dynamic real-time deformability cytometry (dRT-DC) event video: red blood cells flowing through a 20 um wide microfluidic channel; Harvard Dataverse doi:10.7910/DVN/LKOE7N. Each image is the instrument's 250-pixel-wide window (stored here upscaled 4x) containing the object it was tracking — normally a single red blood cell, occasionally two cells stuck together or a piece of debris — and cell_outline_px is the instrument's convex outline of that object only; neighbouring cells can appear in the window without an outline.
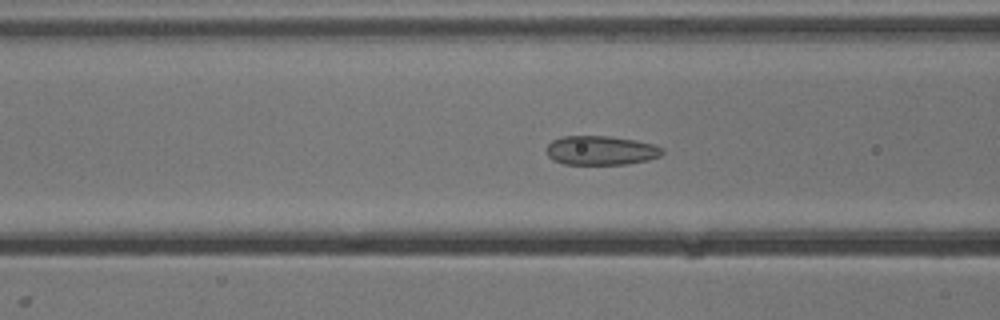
{"species": "common noctule bat (a hibernating species)", "species_latin": "Nyctalus noctula", "temperature_condition": "cold", "stored_images_in_passage": 53, "camera_frame_rate_fps": 3000, "um_per_image_px": 0.085, "animal": {"sex": "male", "body_mass_g": 13.3}, "frame": {"image": 1, "passage_image": 21, "time_ms": 6.667, "image_size_px": [1000, 320], "cell_outline_px": [[664, 152], [660, 156], [648, 160], [628, 164], [564, 164], [552, 160], [548, 156], [544, 148], [552, 140], [560, 136], [608, 136], [636, 140], [656, 144], [664, 148]], "centroid_in_image_um": [51.07, 12.78], "position_along_channel_um": 115.5, "area_um2": 20.06}}
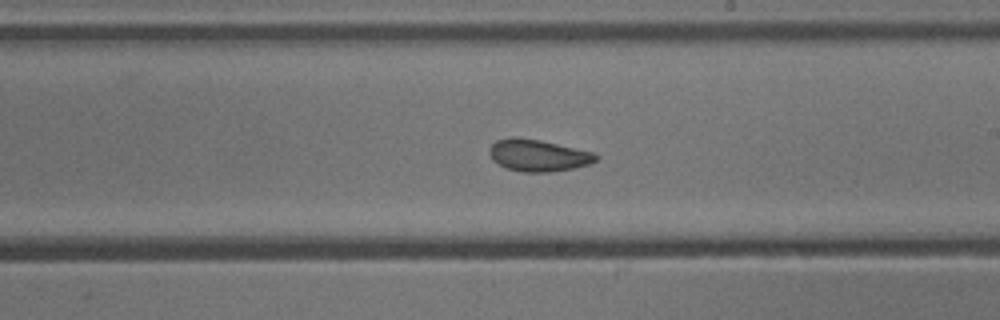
{"frame": {"image": 2, "passage_image": 31, "time_ms": 10.0, "image_size_px": [1000, 320], "cell_outline_px": [[600, 156], [592, 164], [552, 172], [524, 172], [508, 168], [492, 160], [488, 152], [488, 148], [496, 140], [512, 136], [516, 136], [540, 140], [592, 152]], "centroid_in_image_um": [45.72, 13.2], "position_along_channel_um": 243.3, "area_um2": 19.83}}
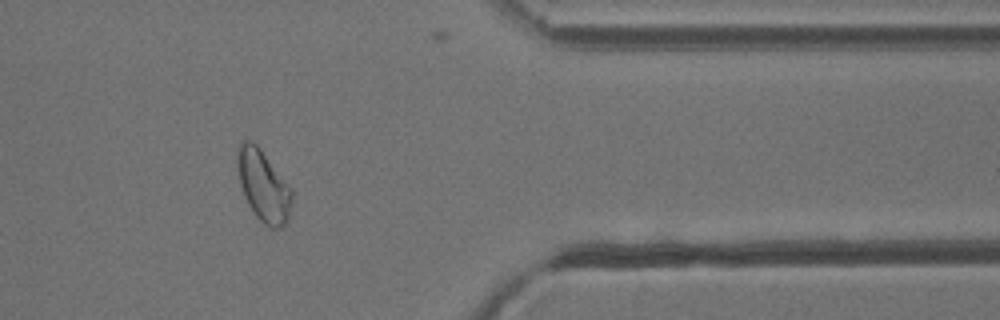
{"frame": {"image": 3, "passage_image": 44, "time_ms": 14.333, "image_size_px": [1000, 320], "cell_outline_px": [[292, 200], [288, 220], [280, 228], [272, 228], [264, 224], [256, 216], [248, 204], [244, 196], [240, 184], [236, 168], [236, 156], [240, 144], [244, 140], [252, 140], [260, 148], [292, 188]], "centroid_in_image_um": [22.37, 15.78], "position_along_channel_um": 389.0, "area_um2": 22.77}, "authors_computed_cell_mechanics": {"area_um2": 21.386, "velocity_mm_per_s": 3.8257, "shape_relaxation_time_tau1_ms": 7.1159, "shape_relaxation_time_tau2_ms": 1.4833, "deformation_change_tau1": 0.1036, "deformation_change_tau2": 0.068}}